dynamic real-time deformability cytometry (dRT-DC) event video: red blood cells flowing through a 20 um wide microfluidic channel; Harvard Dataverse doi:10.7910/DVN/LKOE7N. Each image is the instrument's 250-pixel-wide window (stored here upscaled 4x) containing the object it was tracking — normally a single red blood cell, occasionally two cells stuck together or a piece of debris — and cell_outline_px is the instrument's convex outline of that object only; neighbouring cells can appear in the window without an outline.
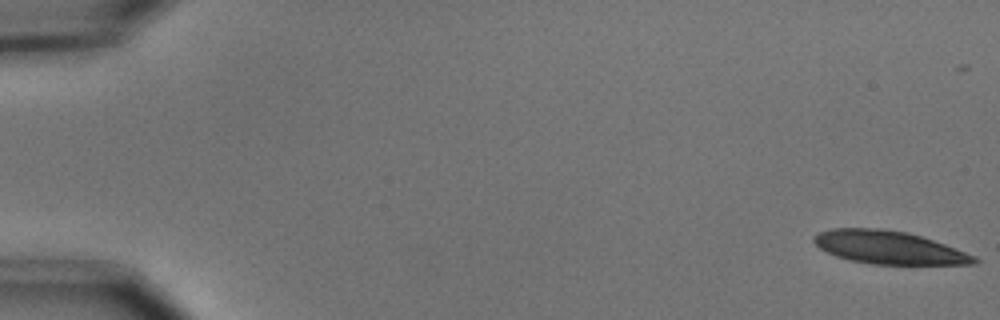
{"species": "common noctule bat (a hibernating species)", "species_latin": "Nyctalus noctula", "temperature_condition": "cold", "stored_images_in_passage": 21, "camera_frame_rate_fps": 3000, "um_per_image_px": 0.085, "animal": {"sex": "male", "body_mass_g": 15.6}, "frame": {"image": 1, "passage_image": 1, "time_ms": 0.0, "image_size_px": [1000, 320], "cell_outline_px": [[980, 260], [976, 264], [872, 264], [848, 260], [836, 256], [820, 248], [812, 240], [812, 236], [820, 232], [832, 228], [880, 228], [908, 232], [944, 244], [976, 256]], "centroid_in_image_um": [75.53, 21.03], "position_along_channel_um": 9.5, "area_um2": 30.75}}